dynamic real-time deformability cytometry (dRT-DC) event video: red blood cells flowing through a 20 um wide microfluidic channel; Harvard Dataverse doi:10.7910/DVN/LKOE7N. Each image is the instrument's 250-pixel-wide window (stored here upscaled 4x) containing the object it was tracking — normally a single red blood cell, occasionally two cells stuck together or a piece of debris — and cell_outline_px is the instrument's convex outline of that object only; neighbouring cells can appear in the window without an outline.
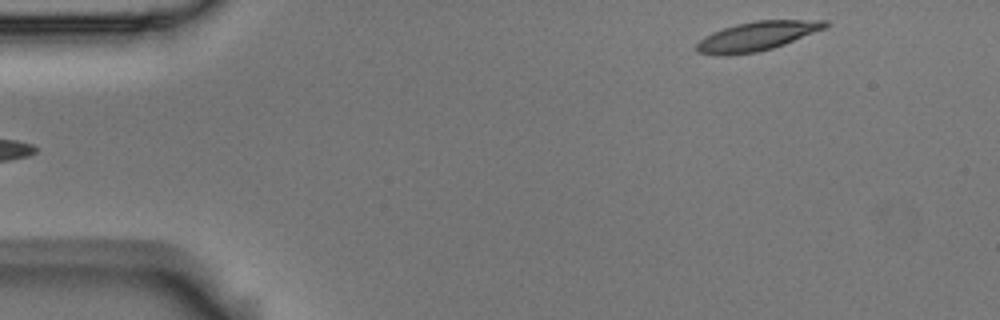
{"species": "Egyptian fruit bat (a non-hibernating species)", "species_latin": "Rousettus aegyptiacus", "temperature_condition": "room temperature", "stored_images_in_passage": 5, "segment_of_instrument_passage": [2, 2], "camera_frame_rate_fps": 3000, "um_per_image_px": 0.085, "animal": {"sex": "male"}, "frame": {"image": 1, "passage_image": 5, "time_ms": 1.333, "image_size_px": [1000, 320], "cell_outline_px": [[832, 24], [824, 28], [784, 44], [772, 48], [756, 52], [696, 52], [696, 44], [704, 36], [712, 32], [736, 24], [756, 20], [828, 20]], "centroid_in_image_um": [64.43, 3.01], "position_along_channel_um": 20.6, "area_um2": 20.87}}